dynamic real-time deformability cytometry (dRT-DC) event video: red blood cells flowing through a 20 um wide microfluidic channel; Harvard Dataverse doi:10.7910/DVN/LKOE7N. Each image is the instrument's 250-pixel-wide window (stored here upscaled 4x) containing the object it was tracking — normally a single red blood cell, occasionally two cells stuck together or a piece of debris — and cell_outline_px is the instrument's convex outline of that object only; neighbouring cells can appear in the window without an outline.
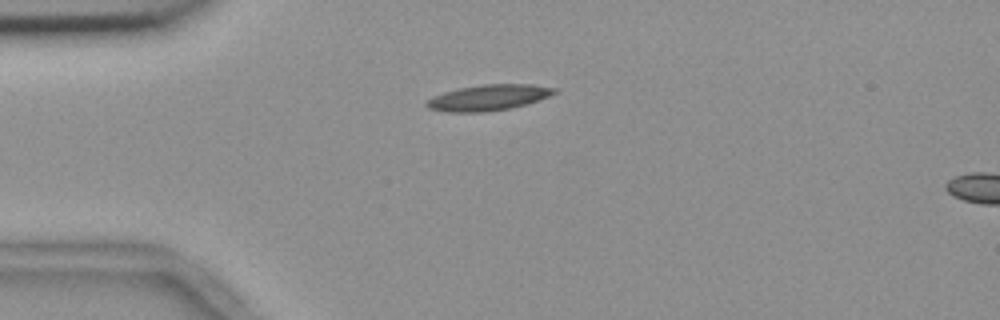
{"species": "common noctule bat (a hibernating species)", "species_latin": "Nyctalus noctula", "temperature_condition": "room temperature", "stored_images_in_passage": 2, "camera_frame_rate_fps": 3000, "um_per_image_px": 0.085, "animal": {"sex": "female", "body_mass_g": 18.4}, "frame": {"image": 1, "passage_image": 1, "time_ms": 0.0, "image_size_px": [1000, 320], "cell_outline_px": [[556, 92], [548, 96], [512, 108], [480, 112], [448, 112], [428, 108], [424, 104], [432, 96], [444, 92], [460, 88], [484, 84], [532, 84], [556, 88]], "centroid_in_image_um": [41.48, 8.29], "position_along_channel_um": 43.5, "area_um2": 18.96}}